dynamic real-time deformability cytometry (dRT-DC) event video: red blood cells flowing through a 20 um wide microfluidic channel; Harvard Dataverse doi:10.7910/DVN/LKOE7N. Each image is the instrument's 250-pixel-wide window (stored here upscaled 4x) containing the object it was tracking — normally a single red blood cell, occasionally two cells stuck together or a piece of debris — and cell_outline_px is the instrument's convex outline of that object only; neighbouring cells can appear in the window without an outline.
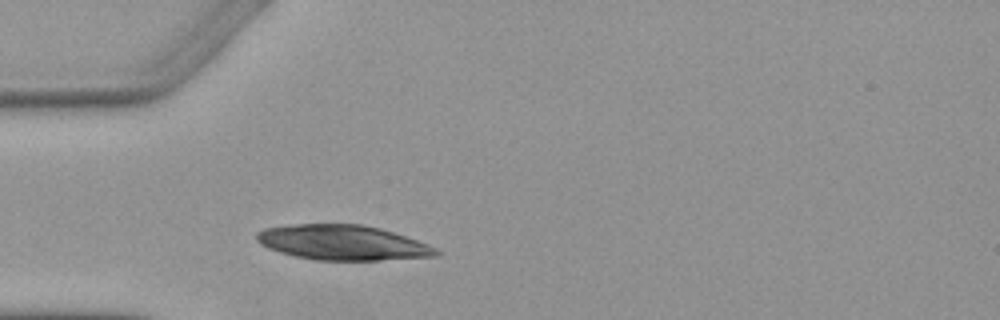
{"species": "Egyptian fruit bat (a non-hibernating species)", "species_latin": "Rousettus aegyptiacus", "temperature_condition": "warm", "stored_images_in_passage": 1, "camera_frame_rate_fps": 3000, "um_per_image_px": 0.085, "animal": {"sex": "female"}, "frame": {"image": 1, "passage_image": 1, "time_ms": 0.0, "image_size_px": [1000, 320], "cell_outline_px": [[440, 252], [436, 256], [380, 260], [316, 260], [296, 256], [280, 252], [268, 248], [260, 244], [256, 240], [256, 232], [264, 228], [296, 224], [360, 224], [380, 228], [428, 244], [436, 248]], "centroid_in_image_um": [29.09, 20.62], "position_along_channel_um": 55.9, "area_um2": 36.41}}